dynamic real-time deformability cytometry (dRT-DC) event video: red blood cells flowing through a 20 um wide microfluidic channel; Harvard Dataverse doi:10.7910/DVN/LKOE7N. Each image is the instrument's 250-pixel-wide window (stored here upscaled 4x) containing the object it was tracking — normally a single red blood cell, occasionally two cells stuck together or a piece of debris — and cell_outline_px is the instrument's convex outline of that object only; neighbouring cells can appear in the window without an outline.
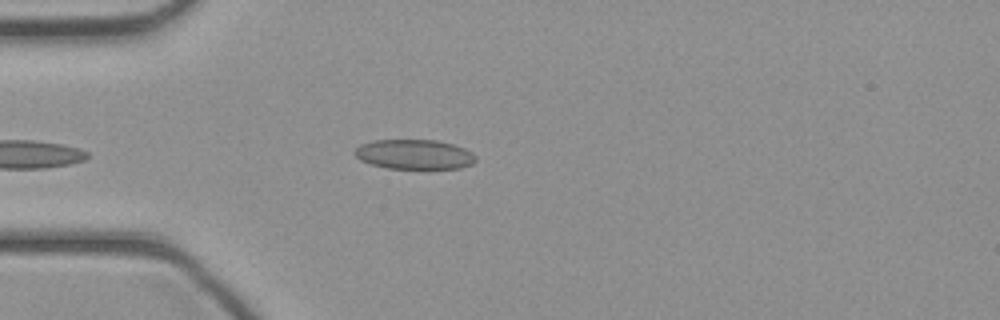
{"species": "common noctule bat (a hibernating species)", "species_latin": "Nyctalus noctula", "temperature_condition": "cold", "stored_images_in_passage": 32, "camera_frame_rate_fps": 3000, "um_per_image_px": 0.085, "animal": {"sex": "female", "body_mass_g": 21.9}, "frame": {"image": 1, "passage_image": 2, "time_ms": 0.333, "image_size_px": [1000, 320], "cell_outline_px": [[476, 160], [472, 164], [460, 168], [388, 168], [372, 164], [360, 160], [352, 152], [360, 144], [372, 140], [436, 140], [452, 144], [464, 148], [472, 152], [476, 156]], "centroid_in_image_um": [35.21, 13.11], "position_along_channel_um": 49.8, "area_um2": 20.92}}
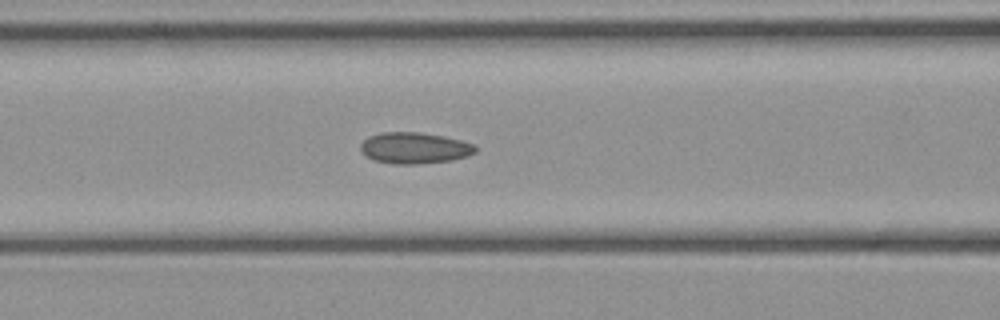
{"frame": {"image": 2, "passage_image": 8, "time_ms": 2.333, "image_size_px": [1000, 320], "cell_outline_px": [[476, 152], [468, 156], [452, 160], [416, 164], [392, 164], [372, 160], [360, 148], [360, 144], [368, 136], [380, 132], [420, 132], [444, 136], [476, 144]], "centroid_in_image_um": [35.24, 12.57], "position_along_channel_um": 131.4, "area_um2": 21.04}}
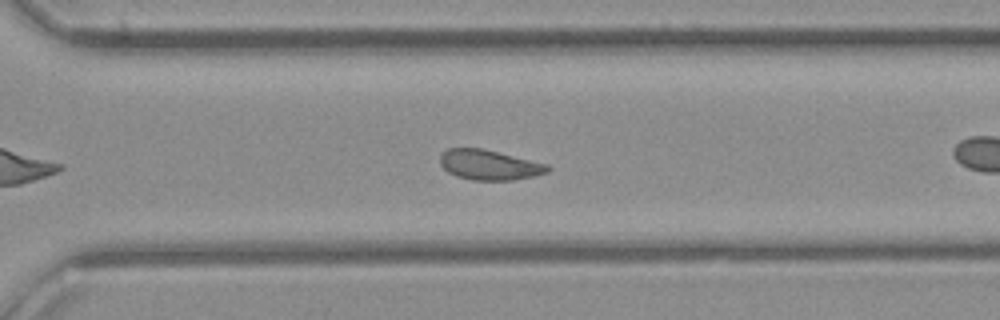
{"frame": {"image": 3, "passage_image": 18, "time_ms": 5.667, "image_size_px": [1000, 320], "cell_outline_px": [[552, 168], [548, 172], [532, 176], [512, 180], [472, 180], [456, 176], [448, 172], [440, 164], [440, 156], [448, 148], [484, 148], [548, 164]], "centroid_in_image_um": [41.6, 14.01], "position_along_channel_um": 329.0, "area_um2": 18.9}}